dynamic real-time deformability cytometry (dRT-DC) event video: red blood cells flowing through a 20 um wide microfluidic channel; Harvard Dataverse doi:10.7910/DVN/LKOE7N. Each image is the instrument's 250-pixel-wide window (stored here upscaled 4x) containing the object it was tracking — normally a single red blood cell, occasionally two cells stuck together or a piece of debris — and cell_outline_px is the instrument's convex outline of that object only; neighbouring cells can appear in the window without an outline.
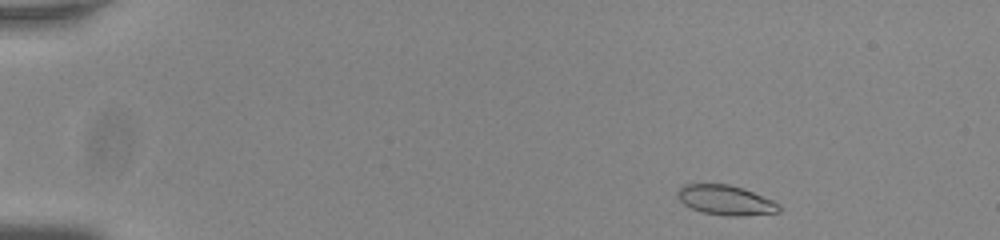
{"species": "common noctule bat (a hibernating species)", "species_latin": "Nyctalus noctula", "temperature_condition": "room temperature", "stored_images_in_passage": 50, "camera_frame_rate_fps": 3000, "um_per_image_px": 0.085, "animal": {"sex": "male", "body_mass_g": 20.0, "forearm_length_mm": 53.3}, "frame": {"image": 1, "passage_image": 3, "time_ms": 0.667, "image_size_px": [1000, 240], "cell_outline_px": [[780, 212], [740, 216], [728, 216], [704, 212], [692, 208], [684, 204], [676, 196], [676, 192], [684, 184], [728, 184], [752, 192], [772, 200], [780, 204]], "centroid_in_image_um": [61.67, 17.01], "position_along_channel_um": 23.3, "area_um2": 17.4}}
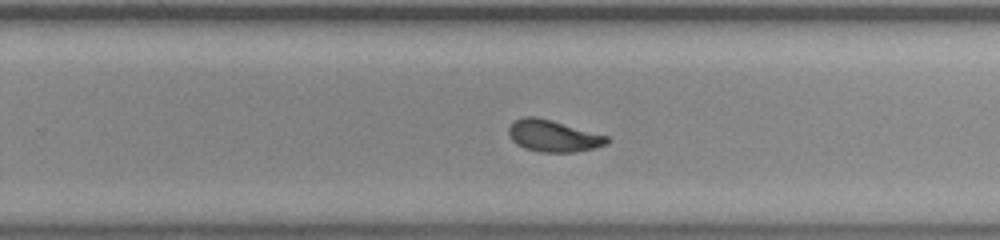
{"frame": {"image": 2, "passage_image": 32, "time_ms": 10.333, "image_size_px": [1000, 240], "cell_outline_px": [[608, 144], [576, 152], [540, 152], [524, 148], [516, 144], [512, 140], [508, 132], [508, 128], [516, 120], [524, 116], [536, 116], [552, 120], [608, 136]], "centroid_in_image_um": [47.01, 11.55], "position_along_channel_um": 282.8, "area_um2": 18.09}}
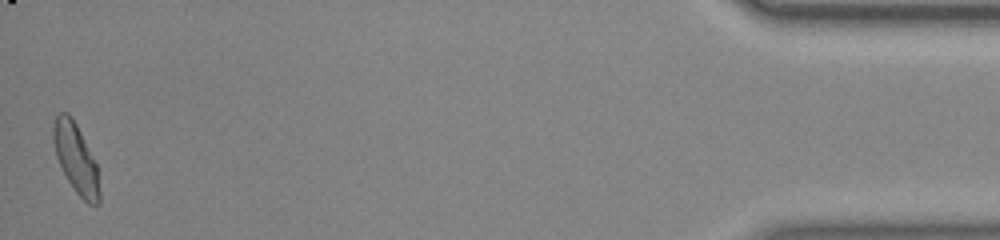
{"frame": {"image": 3, "passage_image": 50, "time_ms": 16.333, "image_size_px": [1000, 240], "cell_outline_px": [[100, 204], [96, 208], [88, 204], [76, 192], [68, 180], [56, 156], [52, 140], [52, 128], [56, 116], [60, 112], [68, 112], [72, 116], [96, 164], [100, 192]], "centroid_in_image_um": [6.45, 13.49], "position_along_channel_um": 428.8, "area_um2": 18.61}, "authors_computed_cell_mechanics": {"area_um2": 18.1492, "velocity_mm_per_s": 3.7855, "shape_relaxation_time_tau1_ms": 7.3829, "shape_relaxation_time_tau2_ms": 1.1386, "deformation_change_tau1": 0.2024, "deformation_change_tau2": 0.0706}}